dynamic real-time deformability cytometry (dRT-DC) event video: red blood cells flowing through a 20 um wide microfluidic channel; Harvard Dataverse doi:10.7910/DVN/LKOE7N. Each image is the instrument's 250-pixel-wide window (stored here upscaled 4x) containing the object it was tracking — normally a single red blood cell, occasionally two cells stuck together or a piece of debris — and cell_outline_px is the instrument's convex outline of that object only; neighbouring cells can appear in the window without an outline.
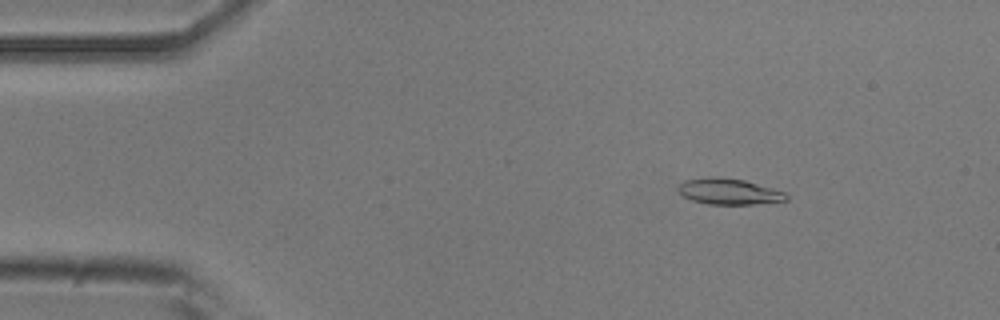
{"species": "common noctule bat (a hibernating species)", "species_latin": "Nyctalus noctula", "temperature_condition": "room temperature", "stored_images_in_passage": 52, "camera_frame_rate_fps": 3000, "um_per_image_px": 0.085, "animal": {"sex": "male", "body_mass_g": 20.5, "forearm_length_mm": 52.5}, "frame": {"image": 1, "passage_image": 7, "time_ms": 2.0, "image_size_px": [1000, 320], "cell_outline_px": [[788, 200], [756, 204], [708, 204], [692, 200], [684, 196], [676, 188], [684, 180], [708, 176], [716, 176], [744, 180], [772, 188], [784, 192], [788, 196]], "centroid_in_image_um": [61.94, 16.27], "position_along_channel_um": 23.1, "area_um2": 16.36}}
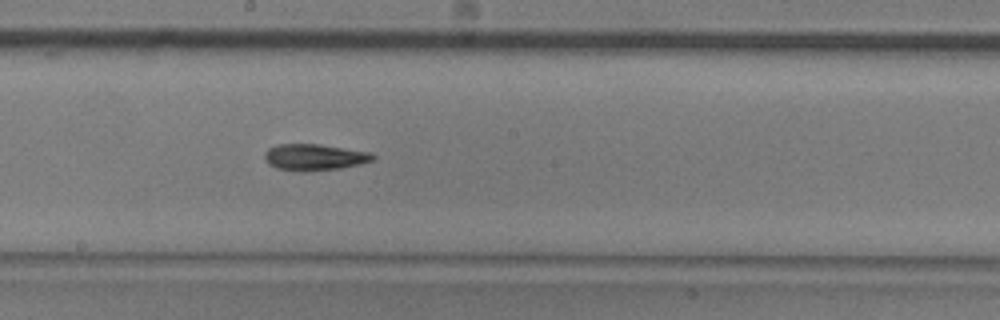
{"frame": {"image": 2, "passage_image": 28, "time_ms": 9.0, "image_size_px": [1000, 320], "cell_outline_px": [[376, 156], [372, 160], [360, 164], [340, 168], [276, 168], [268, 164], [264, 160], [264, 152], [268, 148], [280, 144], [320, 144], [372, 152]], "centroid_in_image_um": [26.75, 13.3], "position_along_channel_um": 221.5, "area_um2": 15.9}}
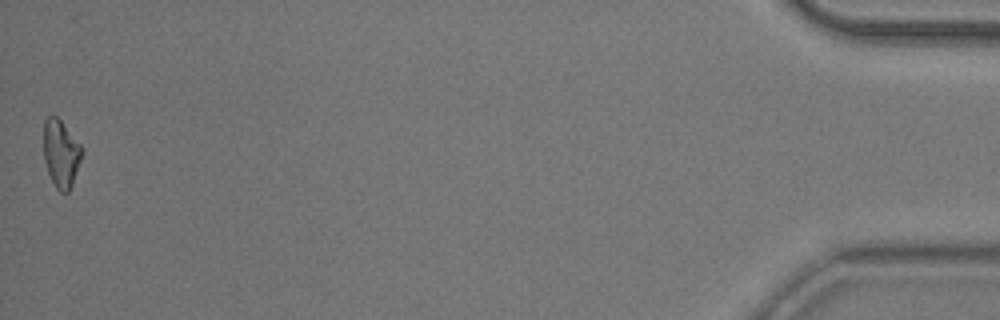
{"frame": {"image": 3, "passage_image": 52, "time_ms": 17.0, "image_size_px": [1000, 320], "cell_outline_px": [[84, 152], [72, 184], [68, 192], [60, 192], [56, 188], [48, 172], [44, 160], [44, 120], [48, 116], [56, 116], [60, 120], [80, 144]], "centroid_in_image_um": [5.19, 13.05], "position_along_channel_um": 430.0, "area_um2": 14.91}}